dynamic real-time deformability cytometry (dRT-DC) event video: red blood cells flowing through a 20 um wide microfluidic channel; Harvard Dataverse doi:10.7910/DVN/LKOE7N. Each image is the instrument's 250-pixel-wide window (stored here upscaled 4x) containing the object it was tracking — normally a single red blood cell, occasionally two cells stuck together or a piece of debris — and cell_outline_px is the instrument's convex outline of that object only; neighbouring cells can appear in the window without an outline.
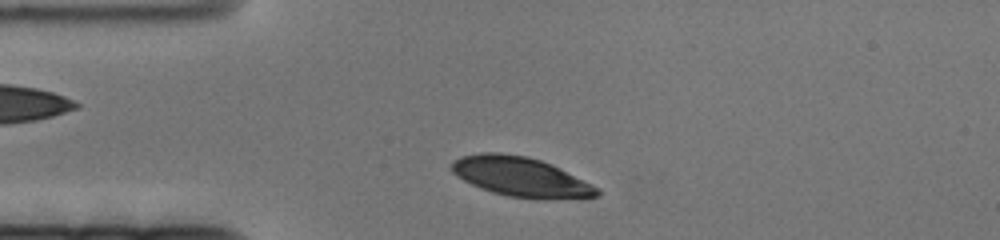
{"species": "human", "species_latin": "Homo sapiens", "temperature_condition": "cold", "stored_images_in_passage": 47, "camera_frame_rate_fps": 3000, "um_per_image_px": 0.085, "donor": {"sex": "female"}, "frame": {"image": 1, "passage_image": 2, "time_ms": 0.333, "image_size_px": [1000, 240], "cell_outline_px": [[600, 196], [584, 200], [540, 200], [508, 196], [492, 192], [480, 188], [464, 180], [452, 172], [452, 164], [460, 156], [484, 152], [496, 152], [524, 156], [540, 160], [600, 188]], "centroid_in_image_um": [44.35, 15.09], "position_along_channel_um": 40.7, "area_um2": 33.7}}
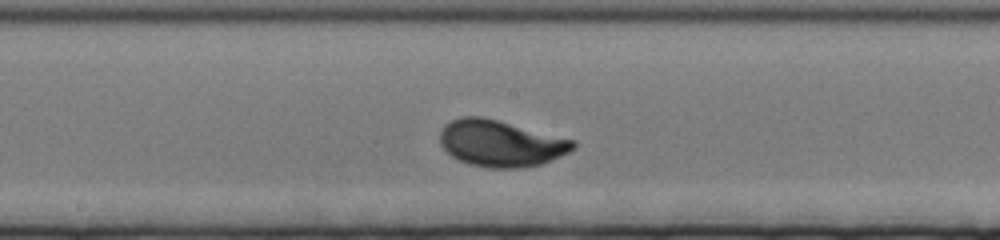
{"frame": {"image": 2, "passage_image": 24, "time_ms": 7.667, "image_size_px": [1000, 240], "cell_outline_px": [[576, 148], [568, 152], [540, 164], [524, 168], [488, 168], [468, 164], [452, 156], [440, 144], [440, 132], [444, 124], [460, 116], [480, 116], [576, 140]], "centroid_in_image_um": [42.55, 12.19], "position_along_channel_um": 205.7, "area_um2": 35.89}}
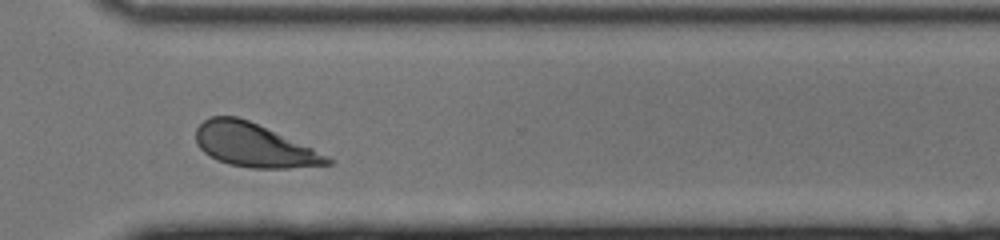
{"frame": {"image": 3, "passage_image": 41, "time_ms": 13.333, "image_size_px": [1000, 240], "cell_outline_px": [[332, 164], [288, 168], [252, 168], [228, 164], [204, 152], [196, 144], [196, 128], [204, 120], [212, 116], [236, 116], [248, 120], [312, 148], [332, 160]], "centroid_in_image_um": [21.54, 12.34], "position_along_channel_um": 349.1, "area_um2": 32.66}}